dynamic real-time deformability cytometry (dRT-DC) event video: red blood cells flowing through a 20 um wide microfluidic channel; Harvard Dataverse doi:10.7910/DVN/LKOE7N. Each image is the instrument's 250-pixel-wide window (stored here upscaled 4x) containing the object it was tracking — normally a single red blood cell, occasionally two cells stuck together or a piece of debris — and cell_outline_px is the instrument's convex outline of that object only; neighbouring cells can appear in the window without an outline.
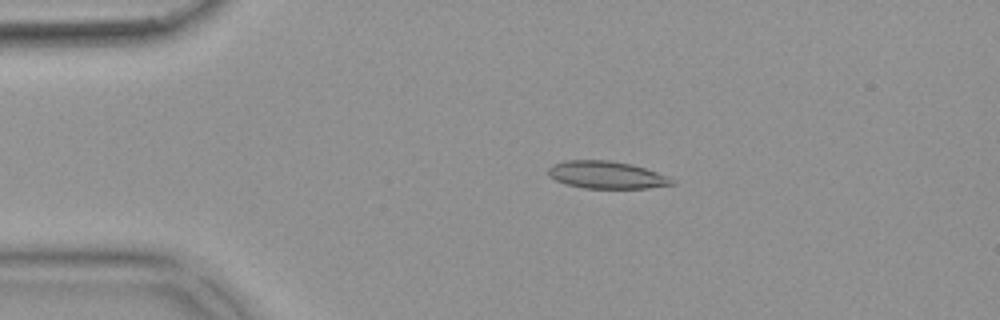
{"species": "common noctule bat (a hibernating species)", "species_latin": "Nyctalus noctula", "temperature_condition": "warm", "stored_images_in_passage": 53, "camera_frame_rate_fps": 3000, "um_per_image_px": 0.085, "animal": {"sex": "female", "body_mass_g": 18.4}, "frame": {"image": 1, "passage_image": 11, "time_ms": 3.333, "image_size_px": [1000, 320], "cell_outline_px": [[676, 184], [648, 188], [584, 188], [568, 184], [556, 180], [548, 176], [548, 168], [556, 164], [568, 160], [608, 160], [632, 164], [668, 176], [676, 180]], "centroid_in_image_um": [51.6, 14.87], "position_along_channel_um": 33.4, "area_um2": 19.65}}
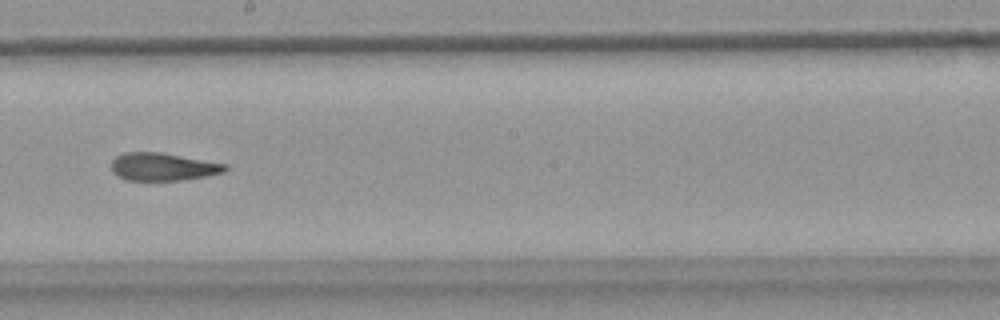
{"frame": {"image": 2, "passage_image": 30, "time_ms": 9.667, "image_size_px": [1000, 320], "cell_outline_px": [[228, 168], [224, 172], [208, 176], [184, 180], [124, 180], [116, 176], [112, 172], [112, 160], [116, 156], [124, 152], [160, 152], [228, 164]], "centroid_in_image_um": [13.85, 14.18], "position_along_channel_um": 234.4, "area_um2": 18.61}}
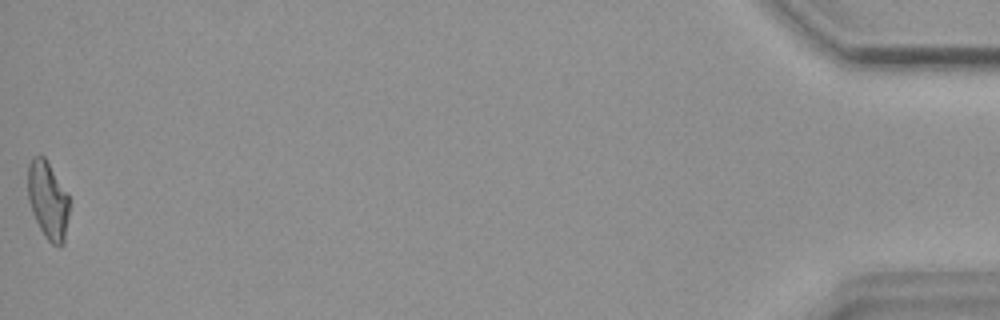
{"frame": {"image": 3, "passage_image": 53, "time_ms": 17.333, "image_size_px": [1000, 320], "cell_outline_px": [[68, 216], [64, 244], [60, 248], [52, 244], [44, 236], [32, 212], [28, 200], [28, 164], [32, 156], [44, 156], [68, 196]], "centroid_in_image_um": [4.05, 17.05], "position_along_channel_um": 431.1, "area_um2": 18.55}, "authors_computed_cell_mechanics": {"area_um2": 19.3052, "velocity_mm_per_s": 3.8408, "shape_relaxation_time_tau1_ms": 8.4451, "shape_relaxation_time_tau2_ms": 2.9127, "deformation_change_tau1": 0.2204, "deformation_change_tau2": 0.1197}}